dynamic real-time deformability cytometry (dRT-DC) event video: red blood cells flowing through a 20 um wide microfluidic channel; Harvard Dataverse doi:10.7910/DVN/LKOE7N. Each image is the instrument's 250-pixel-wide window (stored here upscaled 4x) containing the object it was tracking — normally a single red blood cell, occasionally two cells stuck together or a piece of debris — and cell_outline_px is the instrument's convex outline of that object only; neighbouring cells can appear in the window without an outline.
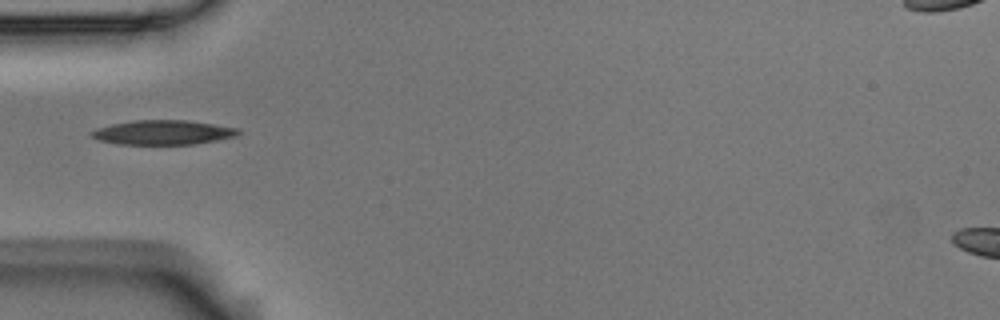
{"species": "Egyptian fruit bat (a non-hibernating species)", "species_latin": "Rousettus aegyptiacus", "temperature_condition": "room temperature", "stored_images_in_passage": 5, "camera_frame_rate_fps": 3000, "um_per_image_px": 0.085, "animal": {"sex": "male"}, "frame": {"image": 1, "passage_image": 5, "time_ms": 1.333, "image_size_px": [1000, 320], "cell_outline_px": [[240, 132], [236, 136], [216, 140], [192, 144], [116, 144], [100, 140], [92, 136], [88, 132], [96, 128], [112, 124], [132, 120], [188, 120], [236, 128]], "centroid_in_image_um": [13.8, 11.25], "position_along_channel_um": 71.2, "area_um2": 20.75}}